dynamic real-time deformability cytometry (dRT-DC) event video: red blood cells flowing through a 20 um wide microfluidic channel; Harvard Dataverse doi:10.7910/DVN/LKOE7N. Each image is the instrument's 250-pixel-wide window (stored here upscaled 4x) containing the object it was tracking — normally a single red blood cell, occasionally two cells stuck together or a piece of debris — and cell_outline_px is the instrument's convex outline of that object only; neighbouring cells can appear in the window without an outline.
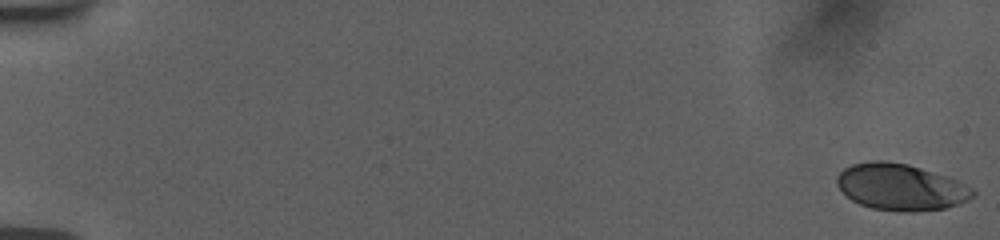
{"species": "human", "species_latin": "Homo sapiens", "temperature_condition": "room temperature", "stored_images_in_passage": 40, "camera_frame_rate_fps": 3000, "um_per_image_px": 0.085, "donor": {"sex": "female"}, "frame": {"image": 1, "passage_image": 1, "time_ms": 0.0, "image_size_px": [1000, 240], "cell_outline_px": [[976, 196], [960, 204], [944, 208], [912, 212], [900, 212], [872, 208], [860, 204], [852, 200], [836, 184], [836, 176], [844, 168], [852, 164], [872, 160], [884, 160], [908, 164], [948, 176], [972, 188], [976, 192]], "centroid_in_image_um": [76.58, 15.9], "position_along_channel_um": 8.4, "area_um2": 36.99}}
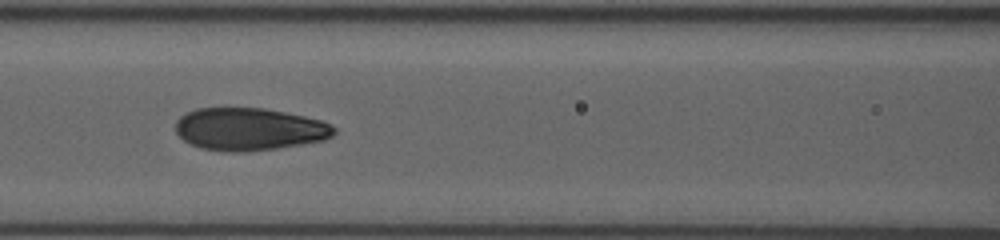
{"frame": {"image": 2, "passage_image": 24, "time_ms": 8.667, "image_size_px": [1000, 240], "cell_outline_px": [[336, 132], [332, 136], [324, 140], [276, 148], [244, 152], [228, 152], [200, 148], [184, 140], [176, 132], [176, 120], [184, 112], [196, 108], [264, 108], [304, 116], [320, 120], [332, 124], [336, 128]], "centroid_in_image_um": [21.18, 10.97], "position_along_channel_um": 145.4, "area_um2": 39.36}}
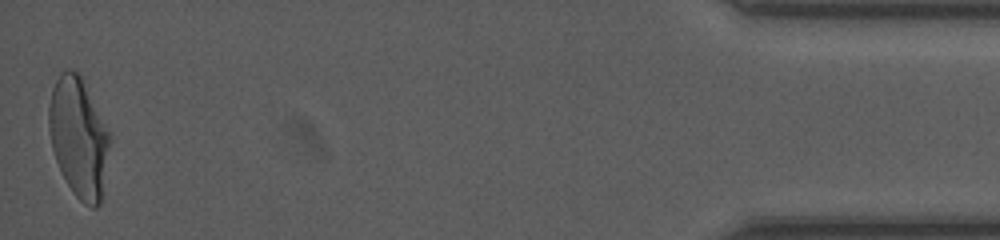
{"frame": {"image": 3, "passage_image": 40, "time_ms": 18.333, "image_size_px": [1000, 240], "cell_outline_px": [[112, 136], [100, 204], [96, 208], [92, 208], [84, 204], [72, 192], [56, 160], [52, 148], [48, 128], [48, 108], [52, 88], [60, 72], [68, 68], [80, 72]], "centroid_in_image_um": [6.7, 11.64], "position_along_channel_um": 428.5, "area_um2": 42.95}, "authors_computed_cell_mechanics": {"area_um2": 38.7838, "velocity_mm_per_s": 3.7651, "shape_relaxation_time_tau1_ms": 4.8043, "shape_relaxation_time_tau2_ms": 0.9668, "deformation_change_tau1": 0.1791, "deformation_change_tau2": 0.0654}}